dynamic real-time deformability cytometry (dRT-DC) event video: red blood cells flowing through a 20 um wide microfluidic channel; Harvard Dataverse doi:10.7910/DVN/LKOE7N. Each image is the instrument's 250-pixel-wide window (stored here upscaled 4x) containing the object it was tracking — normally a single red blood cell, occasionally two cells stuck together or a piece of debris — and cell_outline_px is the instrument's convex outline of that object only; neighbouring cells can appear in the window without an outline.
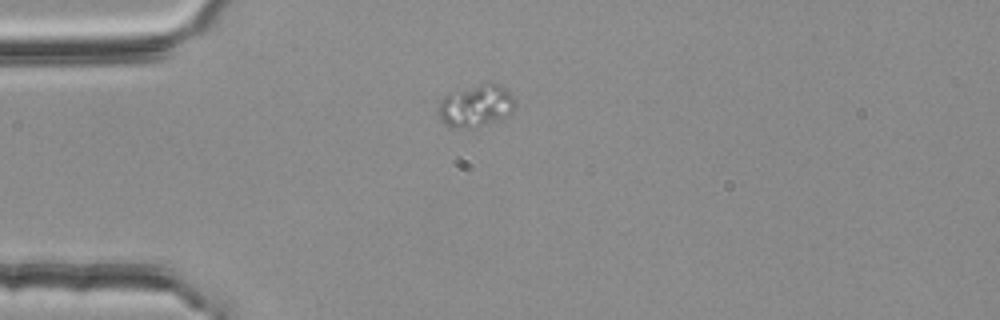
{"species": "common noctule bat (a hibernating species)", "species_latin": "Nyctalus noctula", "temperature_condition": "room temperature", "stored_images_in_passage": 2, "camera_frame_rate_fps": 3000, "um_per_image_px": 0.085, "animal": {"sex": "female", "body_mass_g": 25.1}, "frame": {"image": 1, "passage_image": 1, "time_ms": 0.0, "image_size_px": [1000, 320], "cell_outline_px": [[516, 104], [512, 112], [476, 128], [448, 128], [440, 120], [440, 100], [448, 92], [488, 80], [500, 84], [516, 100]], "centroid_in_image_um": [40.43, 8.95], "position_along_channel_um": 44.6, "area_um2": 19.25}}